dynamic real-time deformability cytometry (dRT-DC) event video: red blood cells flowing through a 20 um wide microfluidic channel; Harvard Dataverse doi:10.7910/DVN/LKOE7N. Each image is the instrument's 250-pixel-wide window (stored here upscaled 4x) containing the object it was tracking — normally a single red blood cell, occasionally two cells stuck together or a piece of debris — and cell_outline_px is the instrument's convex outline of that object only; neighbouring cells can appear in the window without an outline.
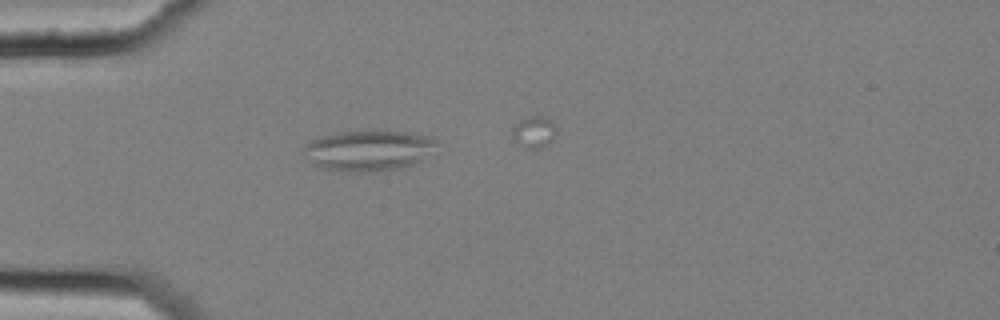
{"species": "common noctule bat (a hibernating species)", "species_latin": "Nyctalus noctula", "temperature_condition": "cold", "stored_images_in_passage": 1, "camera_frame_rate_fps": 3000, "um_per_image_px": 0.085, "animal": {"sex": "female", "body_mass_g": 25.1}, "frame": {"image": 1, "passage_image": 1, "time_ms": 0.0, "image_size_px": [1000, 320], "cell_outline_px": [[436, 140], [420, 160], [412, 164], [400, 168], [320, 168], [300, 152], [312, 140], [324, 136], [340, 132], [404, 132], [428, 136]], "centroid_in_image_um": [31.25, 12.74], "position_along_channel_um": 53.7, "area_um2": 28.96}}